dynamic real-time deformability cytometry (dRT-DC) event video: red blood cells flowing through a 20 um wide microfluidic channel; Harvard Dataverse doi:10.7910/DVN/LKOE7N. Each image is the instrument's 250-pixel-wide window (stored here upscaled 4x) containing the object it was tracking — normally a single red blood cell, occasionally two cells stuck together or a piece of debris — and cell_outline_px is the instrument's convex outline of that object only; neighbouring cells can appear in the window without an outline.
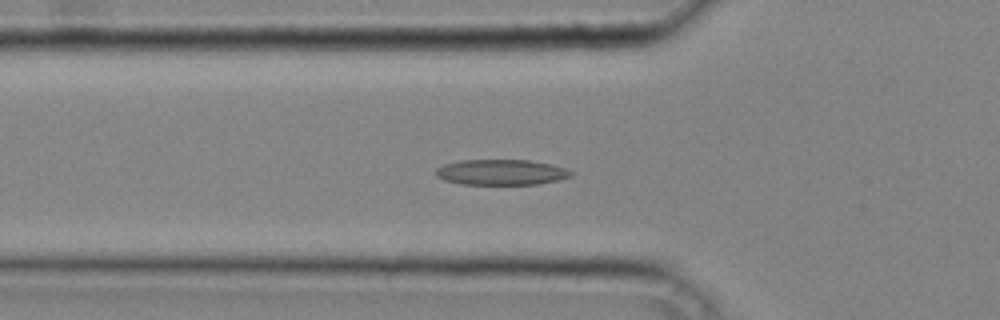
{"species": "common noctule bat (a hibernating species)", "species_latin": "Nyctalus noctula", "temperature_condition": "cold", "stored_images_in_passage": 40, "camera_frame_rate_fps": 3000, "um_per_image_px": 0.085, "animal": {"sex": "male", "body_mass_g": 20.4}, "frame": {"image": 1, "passage_image": 14, "time_ms": 4.333, "image_size_px": [1000, 320], "cell_outline_px": [[576, 172], [572, 176], [560, 180], [536, 184], [460, 184], [444, 180], [436, 176], [436, 168], [444, 164], [460, 160], [528, 160], [552, 164]], "centroid_in_image_um": [42.63, 14.64], "position_along_channel_um": 83.2, "area_um2": 20.23}}
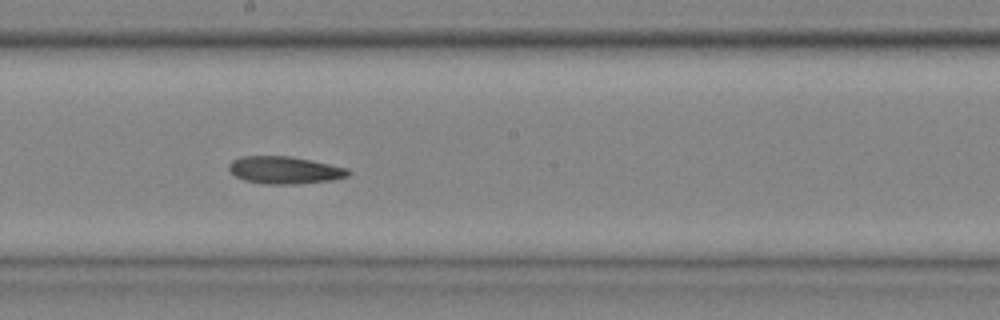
{"frame": {"image": 2, "passage_image": 23, "time_ms": 7.333, "image_size_px": [1000, 320], "cell_outline_px": [[352, 172], [348, 176], [332, 180], [296, 184], [264, 184], [244, 180], [236, 176], [228, 168], [228, 164], [232, 160], [240, 156], [292, 156], [348, 168]], "centroid_in_image_um": [24.2, 14.45], "position_along_channel_um": 224.0, "area_um2": 19.13}}
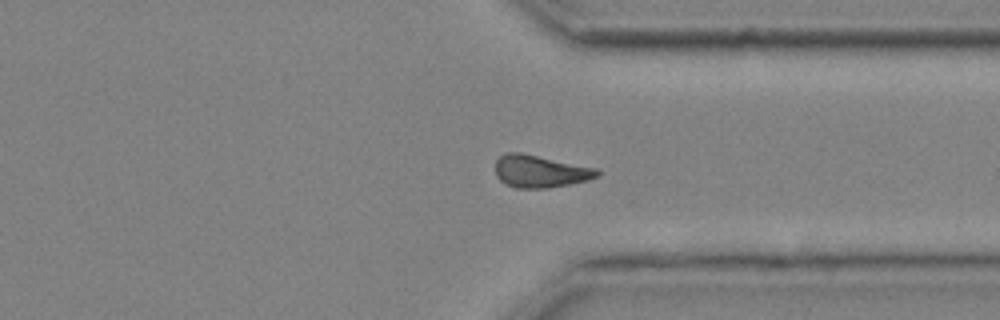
{"frame": {"image": 3, "passage_image": 32, "time_ms": 10.333, "image_size_px": [1000, 320], "cell_outline_px": [[600, 176], [588, 180], [548, 188], [516, 188], [504, 184], [496, 176], [496, 160], [500, 156], [508, 152], [520, 152], [600, 168]], "centroid_in_image_um": [45.95, 14.56], "position_along_channel_um": 365.5, "area_um2": 19.48}}